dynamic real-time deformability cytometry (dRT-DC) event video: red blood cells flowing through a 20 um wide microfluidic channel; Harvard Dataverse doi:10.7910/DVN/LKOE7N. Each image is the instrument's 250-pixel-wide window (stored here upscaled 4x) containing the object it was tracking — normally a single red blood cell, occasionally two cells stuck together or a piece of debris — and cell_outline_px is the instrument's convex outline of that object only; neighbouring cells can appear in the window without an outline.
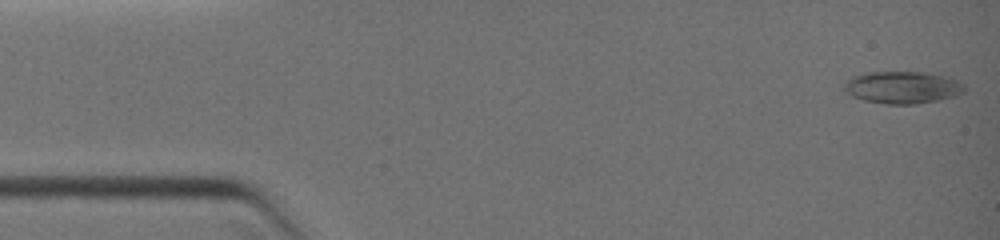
{"species": "common noctule bat (a hibernating species)", "species_latin": "Nyctalus noctula", "temperature_condition": "warm", "stored_images_in_passage": 20, "camera_frame_rate_fps": 3000, "um_per_image_px": 0.085, "animal": {"sex": "female", "body_mass_g": 19.0, "forearm_length_mm": 51.5}, "frame": {"image": 1, "passage_image": 1, "time_ms": 0.0, "image_size_px": [1000, 240], "cell_outline_px": [[964, 92], [952, 96], [936, 100], [916, 104], [884, 104], [864, 100], [852, 96], [844, 92], [844, 84], [852, 76], [868, 72], [920, 72], [940, 76], [956, 80], [964, 84]], "centroid_in_image_um": [76.64, 7.44], "position_along_channel_um": 8.4, "area_um2": 22.25}}
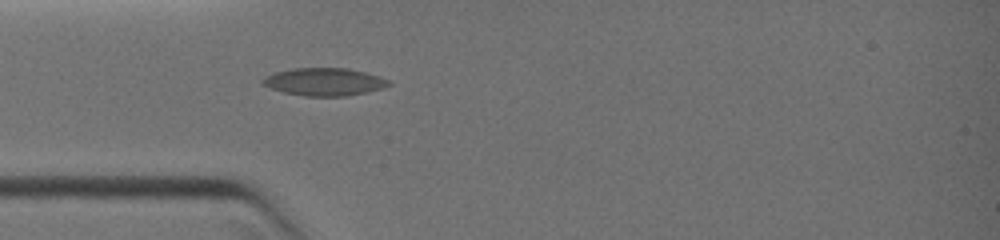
{"frame": {"image": 2, "passage_image": 12, "time_ms": 3.667, "image_size_px": [1000, 240], "cell_outline_px": [[392, 84], [380, 88], [364, 92], [344, 96], [304, 96], [284, 92], [260, 84], [260, 80], [264, 76], [276, 72], [292, 68], [348, 68], [380, 76], [388, 80]], "centroid_in_image_um": [27.51, 6.94], "position_along_channel_um": 57.5, "area_um2": 20.23}}
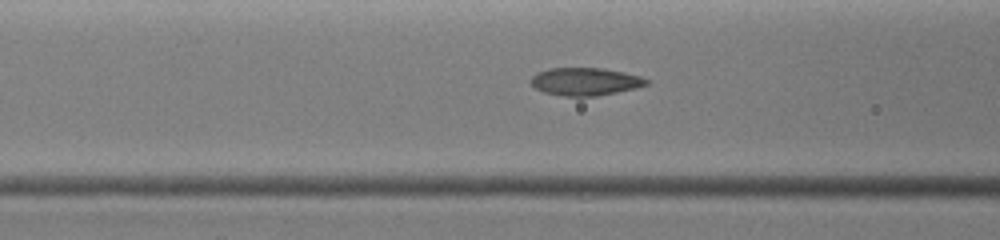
{"frame": {"image": 3, "passage_image": 17, "time_ms": 5.0, "image_size_px": [1000, 240], "cell_outline_px": [[648, 84], [636, 88], [596, 96], [564, 96], [544, 92], [536, 88], [528, 80], [536, 72], [548, 68], [604, 68], [624, 72], [640, 76], [648, 80]], "centroid_in_image_um": [49.72, 6.92], "position_along_channel_um": 116.9, "area_um2": 18.73}}